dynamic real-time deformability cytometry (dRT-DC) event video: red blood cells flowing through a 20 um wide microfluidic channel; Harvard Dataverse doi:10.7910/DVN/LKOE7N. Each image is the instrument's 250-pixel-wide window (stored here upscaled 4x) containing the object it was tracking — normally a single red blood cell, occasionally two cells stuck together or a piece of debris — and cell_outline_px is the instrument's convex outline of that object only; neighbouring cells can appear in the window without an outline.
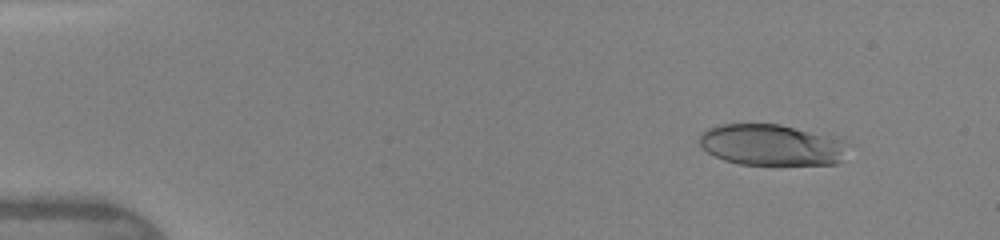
{"species": "human", "species_latin": "Homo sapiens", "temperature_condition": "warm", "stored_images_in_passage": 26, "camera_frame_rate_fps": 3000, "um_per_image_px": 0.085, "donor": {"sex": "female"}, "frame": {"image": 1, "passage_image": 4, "time_ms": 1.0, "image_size_px": [1000, 240], "cell_outline_px": [[848, 144], [840, 160], [836, 164], [740, 164], [724, 160], [708, 152], [700, 144], [700, 136], [708, 128], [720, 124], [780, 124], [844, 140]], "centroid_in_image_um": [65.56, 12.31], "position_along_channel_um": 19.4, "area_um2": 35.08}}
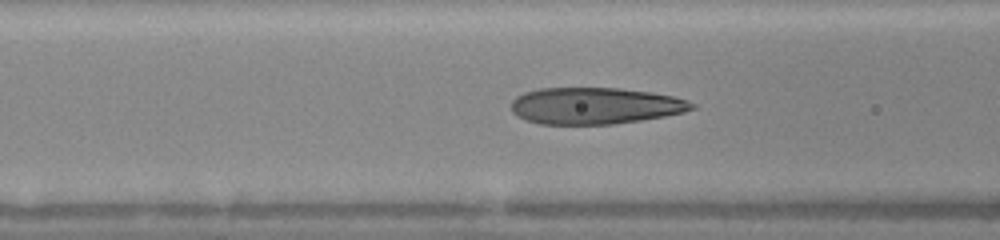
{"frame": {"image": 2, "passage_image": 16, "time_ms": 5.667, "image_size_px": [1000, 240], "cell_outline_px": [[696, 108], [684, 112], [664, 116], [640, 120], [612, 124], [540, 124], [524, 120], [516, 116], [512, 112], [512, 100], [516, 96], [524, 92], [540, 88], [620, 88], [652, 92], [672, 96], [688, 100], [696, 104]], "centroid_in_image_um": [50.57, 8.99], "position_along_channel_um": 116.0, "area_um2": 38.73}}
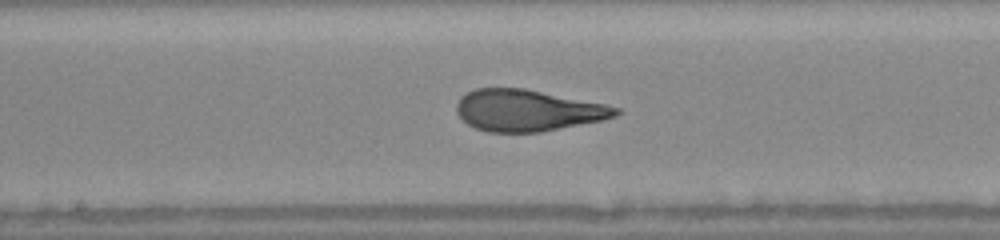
{"frame": {"image": 3, "passage_image": 22, "time_ms": 7.667, "image_size_px": [1000, 240], "cell_outline_px": [[620, 112], [616, 116], [604, 120], [540, 132], [488, 132], [476, 128], [468, 124], [456, 112], [456, 104], [460, 96], [476, 88], [524, 88], [604, 104], [620, 108]], "centroid_in_image_um": [44.84, 9.38], "position_along_channel_um": 203.4, "area_um2": 38.38}}